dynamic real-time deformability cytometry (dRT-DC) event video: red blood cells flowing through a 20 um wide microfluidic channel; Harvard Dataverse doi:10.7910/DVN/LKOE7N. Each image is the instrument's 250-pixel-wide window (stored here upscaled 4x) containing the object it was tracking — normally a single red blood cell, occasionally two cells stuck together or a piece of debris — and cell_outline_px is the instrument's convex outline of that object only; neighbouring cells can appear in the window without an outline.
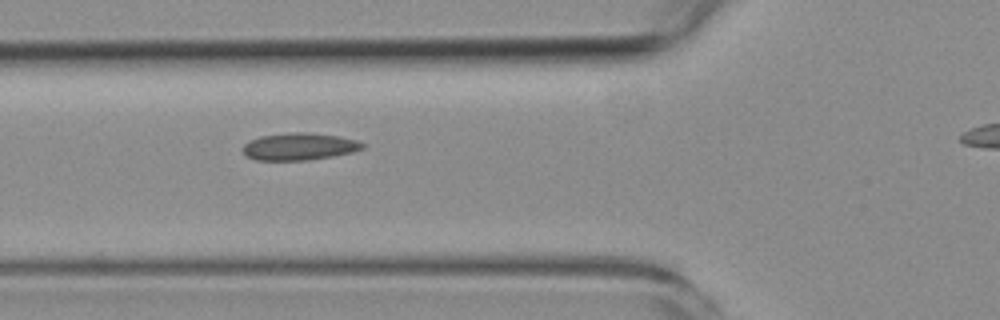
{"species": "common noctule bat (a hibernating species)", "species_latin": "Nyctalus noctula", "temperature_condition": "room temperature", "stored_images_in_passage": 7, "camera_frame_rate_fps": 3000, "um_per_image_px": 0.085, "animal": {"sex": "female", "body_mass_g": 19.3, "forearm_length_mm": 54.1}, "frame": {"image": 1, "passage_image": 3, "time_ms": 2.0, "image_size_px": [1000, 320], "cell_outline_px": [[364, 148], [352, 152], [332, 156], [308, 160], [256, 160], [244, 156], [240, 148], [248, 140], [260, 136], [292, 132], [308, 132], [340, 136], [356, 140], [364, 144]], "centroid_in_image_um": [25.37, 12.45], "position_along_channel_um": 100.4, "area_um2": 19.19}}
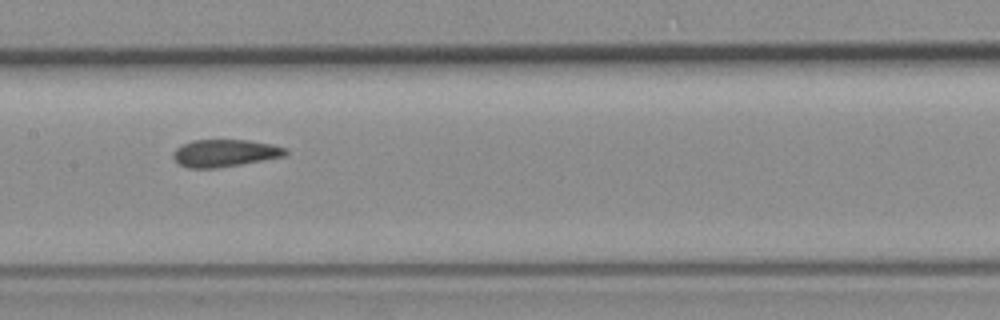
{"frame": {"image": 2, "passage_image": 5, "time_ms": 4.333, "image_size_px": [1000, 320], "cell_outline_px": [[288, 152], [284, 156], [240, 164], [216, 168], [188, 168], [180, 164], [172, 156], [172, 152], [180, 144], [192, 140], [248, 140], [272, 144], [284, 148]], "centroid_in_image_um": [19.06, 13.0], "position_along_channel_um": 188.3, "area_um2": 17.8}}
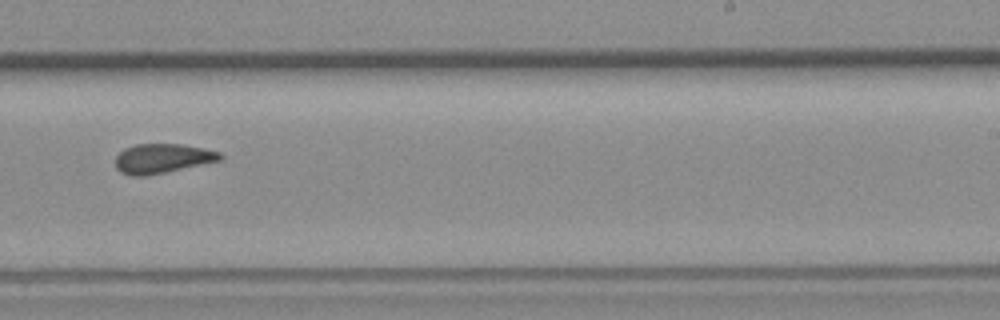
{"frame": {"image": 3, "passage_image": 7, "time_ms": 6.667, "image_size_px": [1000, 320], "cell_outline_px": [[224, 156], [220, 160], [148, 176], [128, 176], [120, 172], [116, 168], [116, 156], [124, 148], [136, 144], [180, 144], [220, 152]], "centroid_in_image_um": [13.75, 13.48], "position_along_channel_um": 275.2, "area_um2": 17.92}}